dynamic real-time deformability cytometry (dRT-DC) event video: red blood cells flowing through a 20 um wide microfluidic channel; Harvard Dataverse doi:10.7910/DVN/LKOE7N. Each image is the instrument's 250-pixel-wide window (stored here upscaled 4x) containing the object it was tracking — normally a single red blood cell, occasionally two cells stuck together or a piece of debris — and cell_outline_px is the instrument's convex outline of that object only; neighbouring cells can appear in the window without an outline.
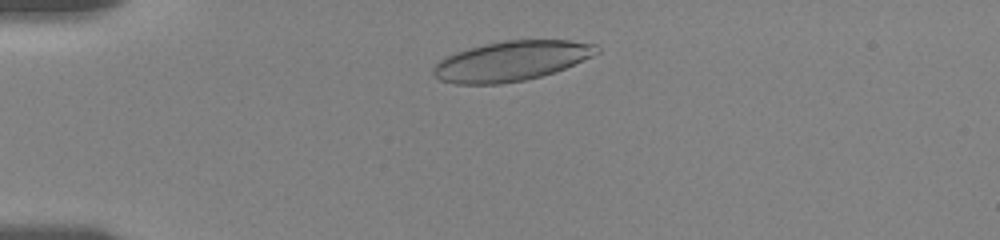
{"species": "human", "species_latin": "Homo sapiens", "temperature_condition": "room temperature", "stored_images_in_passage": 44, "camera_frame_rate_fps": 3000, "um_per_image_px": 0.085, "donor": {"sex": "female"}, "frame": {"image": 1, "passage_image": 6, "time_ms": 1.667, "image_size_px": [1000, 240], "cell_outline_px": [[600, 52], [592, 56], [564, 68], [540, 76], [524, 80], [500, 84], [456, 84], [440, 80], [432, 72], [432, 68], [440, 60], [456, 52], [468, 48], [484, 44], [504, 40], [568, 40], [596, 44], [600, 48]], "centroid_in_image_um": [43.46, 5.18], "position_along_channel_um": 41.5, "area_um2": 37.74}}
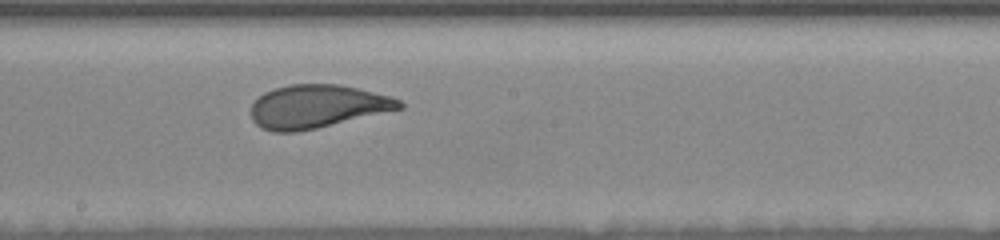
{"frame": {"image": 2, "passage_image": 24, "time_ms": 7.667, "image_size_px": [1000, 240], "cell_outline_px": [[404, 108], [316, 128], [296, 132], [272, 132], [256, 124], [252, 120], [252, 104], [264, 92], [288, 84], [340, 84], [392, 96], [400, 100], [404, 104]], "centroid_in_image_um": [26.98, 9.04], "position_along_channel_um": 221.2, "area_um2": 37.28}}
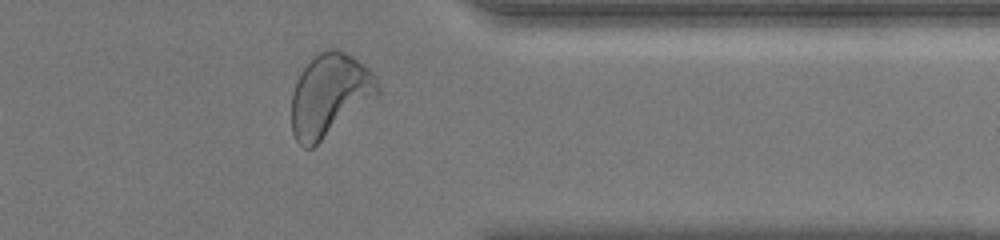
{"frame": {"image": 3, "passage_image": 38, "time_ms": 12.333, "image_size_px": [1000, 240], "cell_outline_px": [[380, 96], [312, 148], [304, 148], [296, 140], [292, 132], [292, 92], [296, 80], [300, 72], [320, 52], [328, 48], [336, 48], [352, 56], [364, 64], [376, 76], [380, 88]], "centroid_in_image_um": [28.05, 8.09], "position_along_channel_um": 383.3, "area_um2": 41.79}, "authors_computed_cell_mechanics": {"area_um2": 38.2636, "velocity_mm_per_s": 3.5893, "shape_relaxation_time_tau1_ms": 4.0948, "shape_relaxation_time_tau2_ms": null, "deformation_change_tau1": 0.1551, "deformation_change_tau2": null}}